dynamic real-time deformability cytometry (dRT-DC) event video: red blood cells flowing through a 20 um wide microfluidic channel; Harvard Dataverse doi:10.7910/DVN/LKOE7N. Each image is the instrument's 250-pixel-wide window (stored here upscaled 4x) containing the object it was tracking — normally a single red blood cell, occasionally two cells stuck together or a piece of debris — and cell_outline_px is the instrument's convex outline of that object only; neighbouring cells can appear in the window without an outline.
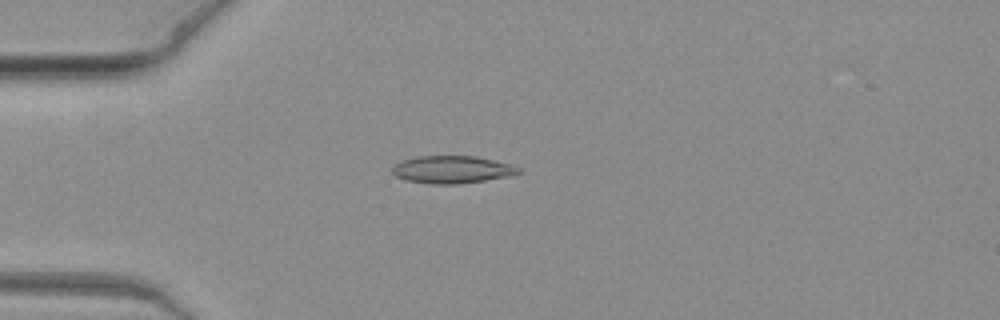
{"species": "common noctule bat (a hibernating species)", "species_latin": "Nyctalus noctula", "temperature_condition": "warm", "stored_images_in_passage": 5, "camera_frame_rate_fps": 3000, "um_per_image_px": 0.085, "animal": {"sex": "female", "body_mass_g": 19.3, "forearm_length_mm": 54.1}, "frame": {"image": 1, "passage_image": 4, "time_ms": 1.0, "image_size_px": [1000, 320], "cell_outline_px": [[520, 172], [508, 176], [484, 180], [456, 184], [432, 184], [404, 180], [396, 176], [392, 172], [392, 164], [400, 160], [416, 156], [476, 156], [508, 164], [520, 168]], "centroid_in_image_um": [38.33, 14.4], "position_along_channel_um": 46.7, "area_um2": 20.17}}